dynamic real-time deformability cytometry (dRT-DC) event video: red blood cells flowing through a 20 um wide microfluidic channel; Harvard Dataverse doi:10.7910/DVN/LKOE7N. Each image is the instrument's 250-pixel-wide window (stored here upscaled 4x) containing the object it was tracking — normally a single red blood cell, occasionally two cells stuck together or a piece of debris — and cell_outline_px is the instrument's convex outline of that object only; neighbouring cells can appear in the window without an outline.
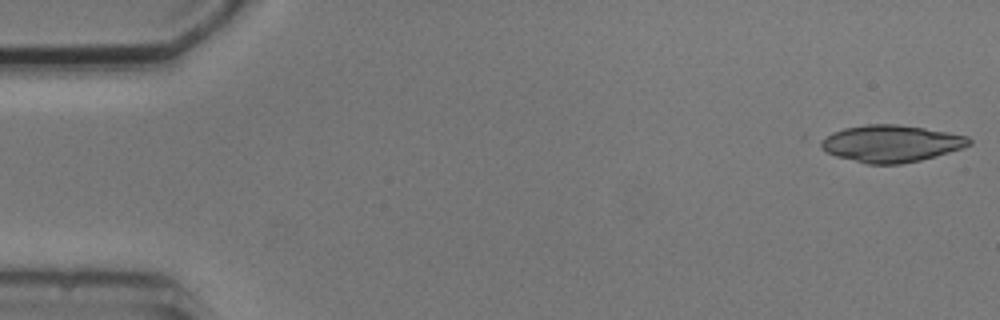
{"species": "common noctule bat (a hibernating species)", "species_latin": "Nyctalus noctula", "temperature_condition": "cold", "stored_images_in_passage": 4, "camera_frame_rate_fps": 3000, "um_per_image_px": 0.085, "animal": {"sex": "male", "body_mass_g": 20.5, "forearm_length_mm": 52.5}, "frame": {"image": 1, "passage_image": 1, "time_ms": 0.0, "image_size_px": [1000, 320], "cell_outline_px": [[972, 144], [936, 156], [920, 160], [900, 164], [868, 164], [836, 156], [820, 148], [820, 140], [832, 132], [844, 128], [864, 124], [896, 124], [924, 128], [948, 132], [968, 136], [972, 140]], "centroid_in_image_um": [75.73, 12.19], "position_along_channel_um": 9.3, "area_um2": 31.85}}